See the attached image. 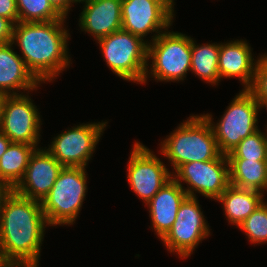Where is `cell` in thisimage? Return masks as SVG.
<instances>
[{
    "mask_svg": "<svg viewBox=\"0 0 267 267\" xmlns=\"http://www.w3.org/2000/svg\"><path fill=\"white\" fill-rule=\"evenodd\" d=\"M47 226L41 202L12 190L3 202L0 215L1 265L38 267Z\"/></svg>",
    "mask_w": 267,
    "mask_h": 267,
    "instance_id": "cell-1",
    "label": "cell"
},
{
    "mask_svg": "<svg viewBox=\"0 0 267 267\" xmlns=\"http://www.w3.org/2000/svg\"><path fill=\"white\" fill-rule=\"evenodd\" d=\"M65 21L66 18L14 25L12 44L21 49V58L41 83L53 82L72 64L67 47L71 36Z\"/></svg>",
    "mask_w": 267,
    "mask_h": 267,
    "instance_id": "cell-2",
    "label": "cell"
},
{
    "mask_svg": "<svg viewBox=\"0 0 267 267\" xmlns=\"http://www.w3.org/2000/svg\"><path fill=\"white\" fill-rule=\"evenodd\" d=\"M166 137L159 151L168 158L173 171L182 164L214 160L222 154L211 125L202 114L189 116Z\"/></svg>",
    "mask_w": 267,
    "mask_h": 267,
    "instance_id": "cell-3",
    "label": "cell"
},
{
    "mask_svg": "<svg viewBox=\"0 0 267 267\" xmlns=\"http://www.w3.org/2000/svg\"><path fill=\"white\" fill-rule=\"evenodd\" d=\"M147 62L152 64L149 67L147 63L144 84L151 76L157 82L184 81L191 70V37L168 29L163 31L148 41Z\"/></svg>",
    "mask_w": 267,
    "mask_h": 267,
    "instance_id": "cell-4",
    "label": "cell"
},
{
    "mask_svg": "<svg viewBox=\"0 0 267 267\" xmlns=\"http://www.w3.org/2000/svg\"><path fill=\"white\" fill-rule=\"evenodd\" d=\"M87 175L85 167H63L49 194L41 202L50 227L75 223L86 198Z\"/></svg>",
    "mask_w": 267,
    "mask_h": 267,
    "instance_id": "cell-5",
    "label": "cell"
},
{
    "mask_svg": "<svg viewBox=\"0 0 267 267\" xmlns=\"http://www.w3.org/2000/svg\"><path fill=\"white\" fill-rule=\"evenodd\" d=\"M111 71L126 81L143 84L147 67L148 40L123 29L96 41Z\"/></svg>",
    "mask_w": 267,
    "mask_h": 267,
    "instance_id": "cell-6",
    "label": "cell"
},
{
    "mask_svg": "<svg viewBox=\"0 0 267 267\" xmlns=\"http://www.w3.org/2000/svg\"><path fill=\"white\" fill-rule=\"evenodd\" d=\"M231 101L217 123L212 120V114H202L211 125L219 151L225 155L242 139L259 129V112L253 95L247 89H243Z\"/></svg>",
    "mask_w": 267,
    "mask_h": 267,
    "instance_id": "cell-7",
    "label": "cell"
},
{
    "mask_svg": "<svg viewBox=\"0 0 267 267\" xmlns=\"http://www.w3.org/2000/svg\"><path fill=\"white\" fill-rule=\"evenodd\" d=\"M198 197L187 196L179 207L176 220L161 239L170 253L185 259L210 235V226L201 211ZM208 224V225H207Z\"/></svg>",
    "mask_w": 267,
    "mask_h": 267,
    "instance_id": "cell-8",
    "label": "cell"
},
{
    "mask_svg": "<svg viewBox=\"0 0 267 267\" xmlns=\"http://www.w3.org/2000/svg\"><path fill=\"white\" fill-rule=\"evenodd\" d=\"M107 122L82 123L64 130L46 149L63 167H85L103 135Z\"/></svg>",
    "mask_w": 267,
    "mask_h": 267,
    "instance_id": "cell-9",
    "label": "cell"
},
{
    "mask_svg": "<svg viewBox=\"0 0 267 267\" xmlns=\"http://www.w3.org/2000/svg\"><path fill=\"white\" fill-rule=\"evenodd\" d=\"M188 196L196 197V193L214 201L230 185L229 162L225 154L217 159L204 162H190L182 164L172 172ZM182 181L187 184L185 188Z\"/></svg>",
    "mask_w": 267,
    "mask_h": 267,
    "instance_id": "cell-10",
    "label": "cell"
},
{
    "mask_svg": "<svg viewBox=\"0 0 267 267\" xmlns=\"http://www.w3.org/2000/svg\"><path fill=\"white\" fill-rule=\"evenodd\" d=\"M27 94V95H26ZM6 95L0 114V130L13 143L39 145L41 117L30 93Z\"/></svg>",
    "mask_w": 267,
    "mask_h": 267,
    "instance_id": "cell-11",
    "label": "cell"
},
{
    "mask_svg": "<svg viewBox=\"0 0 267 267\" xmlns=\"http://www.w3.org/2000/svg\"><path fill=\"white\" fill-rule=\"evenodd\" d=\"M127 165V181L146 204L173 176L164 162L140 142L135 141Z\"/></svg>",
    "mask_w": 267,
    "mask_h": 267,
    "instance_id": "cell-12",
    "label": "cell"
},
{
    "mask_svg": "<svg viewBox=\"0 0 267 267\" xmlns=\"http://www.w3.org/2000/svg\"><path fill=\"white\" fill-rule=\"evenodd\" d=\"M122 29L141 37L147 34L153 41L172 26L174 13L159 0H122Z\"/></svg>",
    "mask_w": 267,
    "mask_h": 267,
    "instance_id": "cell-13",
    "label": "cell"
},
{
    "mask_svg": "<svg viewBox=\"0 0 267 267\" xmlns=\"http://www.w3.org/2000/svg\"><path fill=\"white\" fill-rule=\"evenodd\" d=\"M37 148L31 155L24 176L12 189L15 193L42 202L49 194L63 166L46 150Z\"/></svg>",
    "mask_w": 267,
    "mask_h": 267,
    "instance_id": "cell-14",
    "label": "cell"
},
{
    "mask_svg": "<svg viewBox=\"0 0 267 267\" xmlns=\"http://www.w3.org/2000/svg\"><path fill=\"white\" fill-rule=\"evenodd\" d=\"M79 27L97 41L122 29V0H82Z\"/></svg>",
    "mask_w": 267,
    "mask_h": 267,
    "instance_id": "cell-15",
    "label": "cell"
},
{
    "mask_svg": "<svg viewBox=\"0 0 267 267\" xmlns=\"http://www.w3.org/2000/svg\"><path fill=\"white\" fill-rule=\"evenodd\" d=\"M249 45L246 39L220 43L218 70L221 80L237 77L244 89L251 86L260 56L255 60Z\"/></svg>",
    "mask_w": 267,
    "mask_h": 267,
    "instance_id": "cell-16",
    "label": "cell"
},
{
    "mask_svg": "<svg viewBox=\"0 0 267 267\" xmlns=\"http://www.w3.org/2000/svg\"><path fill=\"white\" fill-rule=\"evenodd\" d=\"M12 47V43L0 45V91L5 95H21L37 90L42 83Z\"/></svg>",
    "mask_w": 267,
    "mask_h": 267,
    "instance_id": "cell-17",
    "label": "cell"
},
{
    "mask_svg": "<svg viewBox=\"0 0 267 267\" xmlns=\"http://www.w3.org/2000/svg\"><path fill=\"white\" fill-rule=\"evenodd\" d=\"M187 196L182 186L172 178L146 203L151 228L160 240L171 229L179 207Z\"/></svg>",
    "mask_w": 267,
    "mask_h": 267,
    "instance_id": "cell-18",
    "label": "cell"
},
{
    "mask_svg": "<svg viewBox=\"0 0 267 267\" xmlns=\"http://www.w3.org/2000/svg\"><path fill=\"white\" fill-rule=\"evenodd\" d=\"M264 194L229 185L216 199L221 202L228 222L239 226L264 201Z\"/></svg>",
    "mask_w": 267,
    "mask_h": 267,
    "instance_id": "cell-19",
    "label": "cell"
},
{
    "mask_svg": "<svg viewBox=\"0 0 267 267\" xmlns=\"http://www.w3.org/2000/svg\"><path fill=\"white\" fill-rule=\"evenodd\" d=\"M228 162L230 185L267 192V161L228 159Z\"/></svg>",
    "mask_w": 267,
    "mask_h": 267,
    "instance_id": "cell-20",
    "label": "cell"
},
{
    "mask_svg": "<svg viewBox=\"0 0 267 267\" xmlns=\"http://www.w3.org/2000/svg\"><path fill=\"white\" fill-rule=\"evenodd\" d=\"M37 146L12 142L0 158V181L13 189L24 176L30 157Z\"/></svg>",
    "mask_w": 267,
    "mask_h": 267,
    "instance_id": "cell-21",
    "label": "cell"
},
{
    "mask_svg": "<svg viewBox=\"0 0 267 267\" xmlns=\"http://www.w3.org/2000/svg\"><path fill=\"white\" fill-rule=\"evenodd\" d=\"M220 43L197 44L191 38V72L211 85H218L221 81L218 70V56Z\"/></svg>",
    "mask_w": 267,
    "mask_h": 267,
    "instance_id": "cell-22",
    "label": "cell"
},
{
    "mask_svg": "<svg viewBox=\"0 0 267 267\" xmlns=\"http://www.w3.org/2000/svg\"><path fill=\"white\" fill-rule=\"evenodd\" d=\"M226 156L227 159L267 161V127L265 133L258 129L242 139Z\"/></svg>",
    "mask_w": 267,
    "mask_h": 267,
    "instance_id": "cell-23",
    "label": "cell"
},
{
    "mask_svg": "<svg viewBox=\"0 0 267 267\" xmlns=\"http://www.w3.org/2000/svg\"><path fill=\"white\" fill-rule=\"evenodd\" d=\"M18 22H47L63 19L48 0H16Z\"/></svg>",
    "mask_w": 267,
    "mask_h": 267,
    "instance_id": "cell-24",
    "label": "cell"
},
{
    "mask_svg": "<svg viewBox=\"0 0 267 267\" xmlns=\"http://www.w3.org/2000/svg\"><path fill=\"white\" fill-rule=\"evenodd\" d=\"M252 244L267 243V202L263 201L239 226Z\"/></svg>",
    "mask_w": 267,
    "mask_h": 267,
    "instance_id": "cell-25",
    "label": "cell"
},
{
    "mask_svg": "<svg viewBox=\"0 0 267 267\" xmlns=\"http://www.w3.org/2000/svg\"><path fill=\"white\" fill-rule=\"evenodd\" d=\"M254 98H267V54H262L256 65L251 86L247 89Z\"/></svg>",
    "mask_w": 267,
    "mask_h": 267,
    "instance_id": "cell-26",
    "label": "cell"
},
{
    "mask_svg": "<svg viewBox=\"0 0 267 267\" xmlns=\"http://www.w3.org/2000/svg\"><path fill=\"white\" fill-rule=\"evenodd\" d=\"M0 17L18 23V10L16 0H0Z\"/></svg>",
    "mask_w": 267,
    "mask_h": 267,
    "instance_id": "cell-27",
    "label": "cell"
},
{
    "mask_svg": "<svg viewBox=\"0 0 267 267\" xmlns=\"http://www.w3.org/2000/svg\"><path fill=\"white\" fill-rule=\"evenodd\" d=\"M14 25L11 20L0 17V45L12 43Z\"/></svg>",
    "mask_w": 267,
    "mask_h": 267,
    "instance_id": "cell-28",
    "label": "cell"
},
{
    "mask_svg": "<svg viewBox=\"0 0 267 267\" xmlns=\"http://www.w3.org/2000/svg\"><path fill=\"white\" fill-rule=\"evenodd\" d=\"M52 7L64 18H67L70 8L74 3H78V0H48Z\"/></svg>",
    "mask_w": 267,
    "mask_h": 267,
    "instance_id": "cell-29",
    "label": "cell"
},
{
    "mask_svg": "<svg viewBox=\"0 0 267 267\" xmlns=\"http://www.w3.org/2000/svg\"><path fill=\"white\" fill-rule=\"evenodd\" d=\"M11 191H12L11 187H9L6 183L0 181V215L3 202Z\"/></svg>",
    "mask_w": 267,
    "mask_h": 267,
    "instance_id": "cell-30",
    "label": "cell"
},
{
    "mask_svg": "<svg viewBox=\"0 0 267 267\" xmlns=\"http://www.w3.org/2000/svg\"><path fill=\"white\" fill-rule=\"evenodd\" d=\"M11 143L10 139L0 130V158L6 152Z\"/></svg>",
    "mask_w": 267,
    "mask_h": 267,
    "instance_id": "cell-31",
    "label": "cell"
},
{
    "mask_svg": "<svg viewBox=\"0 0 267 267\" xmlns=\"http://www.w3.org/2000/svg\"><path fill=\"white\" fill-rule=\"evenodd\" d=\"M257 103L258 112L261 111V109L266 108L267 110V98H254Z\"/></svg>",
    "mask_w": 267,
    "mask_h": 267,
    "instance_id": "cell-32",
    "label": "cell"
},
{
    "mask_svg": "<svg viewBox=\"0 0 267 267\" xmlns=\"http://www.w3.org/2000/svg\"><path fill=\"white\" fill-rule=\"evenodd\" d=\"M161 2H163L173 13L174 12V5H175V2L174 0H159Z\"/></svg>",
    "mask_w": 267,
    "mask_h": 267,
    "instance_id": "cell-33",
    "label": "cell"
},
{
    "mask_svg": "<svg viewBox=\"0 0 267 267\" xmlns=\"http://www.w3.org/2000/svg\"><path fill=\"white\" fill-rule=\"evenodd\" d=\"M6 95L0 91V114H1V109H2V103H3V100H4V97Z\"/></svg>",
    "mask_w": 267,
    "mask_h": 267,
    "instance_id": "cell-34",
    "label": "cell"
}]
</instances>
